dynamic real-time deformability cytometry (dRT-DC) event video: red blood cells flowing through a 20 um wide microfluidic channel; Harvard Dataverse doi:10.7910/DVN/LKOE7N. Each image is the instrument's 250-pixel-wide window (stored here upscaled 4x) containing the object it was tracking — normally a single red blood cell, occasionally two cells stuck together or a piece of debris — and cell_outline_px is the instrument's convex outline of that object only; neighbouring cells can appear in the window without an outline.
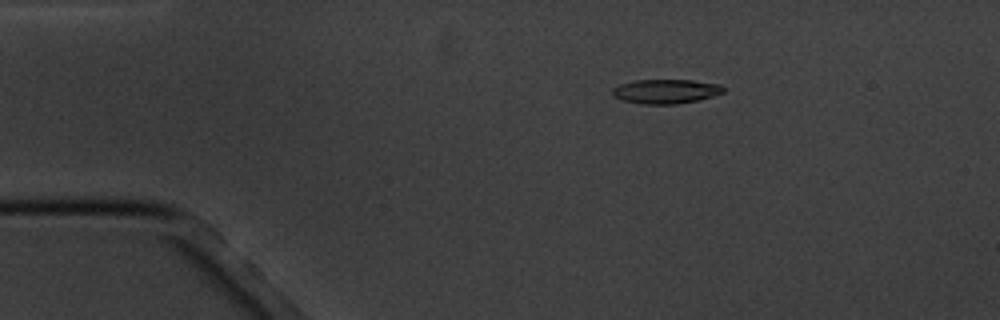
{"species": "common noctule bat (a hibernating species)", "species_latin": "Nyctalus noctula", "temperature_condition": "cold", "stored_images_in_passage": 7, "camera_frame_rate_fps": 3000, "um_per_image_px": 0.085, "animal": {"sex": "male", "body_mass_g": 20.1, "forearm_length_mm": 53.5}, "frame": {"image": 1, "passage_image": 3, "time_ms": 2.333, "image_size_px": [1000, 320], "cell_outline_px": [[724, 92], [712, 96], [696, 100], [676, 104], [644, 104], [624, 100], [612, 96], [612, 88], [620, 84], [636, 80], [692, 80], [720, 84], [724, 88]], "centroid_in_image_um": [56.58, 7.76], "position_along_channel_um": 28.4, "area_um2": 15.61}}
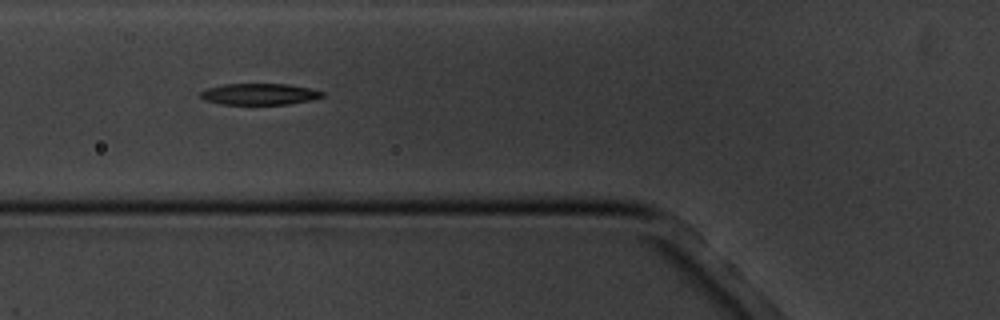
{"frame": {"image": 2, "passage_image": 6, "time_ms": 6.0, "image_size_px": [1000, 320], "cell_outline_px": [[324, 96], [312, 100], [288, 104], [220, 104], [204, 100], [200, 96], [200, 92], [208, 88], [224, 84], [288, 84], [312, 88], [324, 92]], "centroid_in_image_um": [22.08, 8.0], "position_along_channel_um": 103.7, "area_um2": 15.2}}
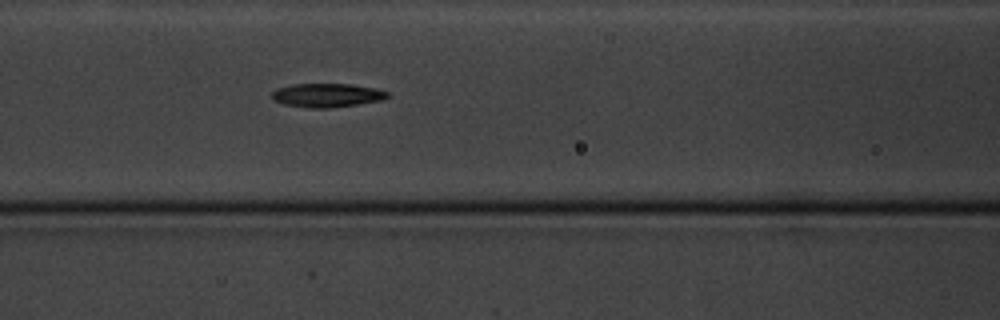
{"frame": {"image": 3, "passage_image": 7, "time_ms": 7.0, "image_size_px": [1000, 320], "cell_outline_px": [[388, 96], [380, 100], [332, 108], [308, 108], [284, 104], [272, 100], [272, 92], [276, 88], [292, 84], [352, 84], [376, 88], [388, 92]], "centroid_in_image_um": [27.74, 8.09], "position_along_channel_um": 138.9, "area_um2": 16.01}}